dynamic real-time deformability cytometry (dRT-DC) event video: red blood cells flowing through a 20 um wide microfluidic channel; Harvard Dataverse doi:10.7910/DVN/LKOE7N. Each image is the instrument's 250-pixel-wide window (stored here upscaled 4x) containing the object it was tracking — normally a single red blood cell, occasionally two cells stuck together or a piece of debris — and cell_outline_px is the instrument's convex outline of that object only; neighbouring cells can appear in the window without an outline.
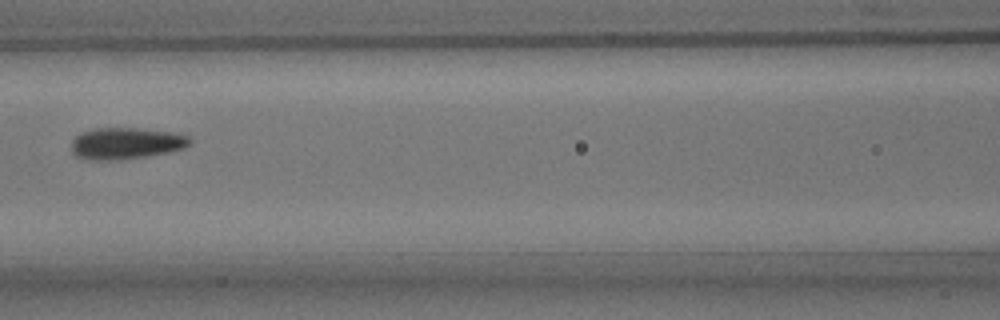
{"species": "common noctule bat (a hibernating species)", "species_latin": "Nyctalus noctula", "temperature_condition": "room temperature", "stored_images_in_passage": 7, "camera_frame_rate_fps": 3000, "um_per_image_px": 0.085, "animal": {"sex": "male", "body_mass_g": 15.6}, "frame": {"image": 1, "passage_image": 4, "time_ms": 3.667, "image_size_px": [1000, 320], "cell_outline_px": [[192, 144], [184, 148], [168, 152], [148, 156], [120, 160], [88, 160], [76, 156], [72, 152], [72, 140], [80, 132], [92, 128], [136, 128], [172, 132], [188, 136], [192, 140]], "centroid_in_image_um": [10.7, 12.19], "position_along_channel_um": 155.9, "area_um2": 22.02}}
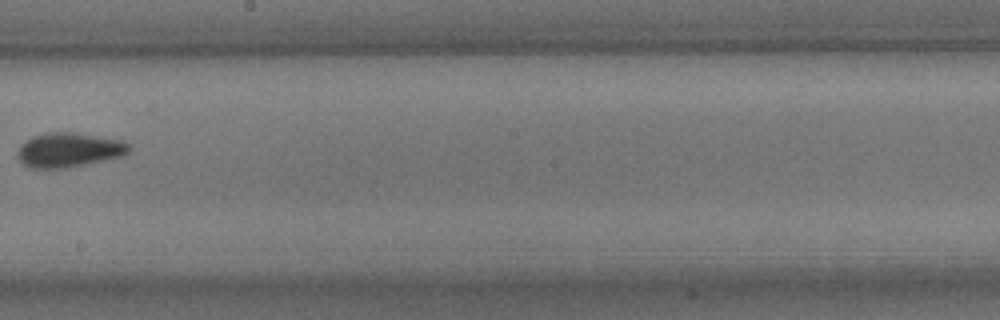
{"frame": {"image": 2, "passage_image": 6, "time_ms": 6.0, "image_size_px": [1000, 320], "cell_outline_px": [[128, 152], [120, 156], [84, 164], [64, 168], [28, 168], [16, 156], [16, 152], [20, 144], [32, 136], [48, 132], [68, 132], [124, 140], [128, 144]], "centroid_in_image_um": [5.78, 12.74], "position_along_channel_um": 242.4, "area_um2": 22.14}}
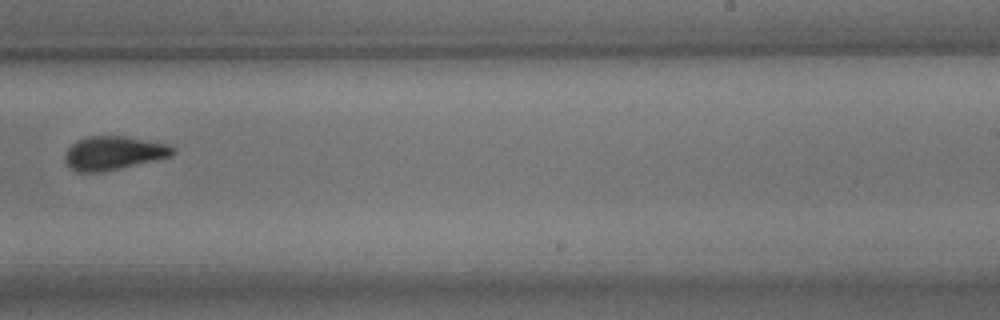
{"frame": {"image": 3, "passage_image": 7, "time_ms": 7.0, "image_size_px": [1000, 320], "cell_outline_px": [[176, 152], [172, 156], [104, 172], [76, 172], [68, 168], [64, 160], [64, 156], [68, 148], [76, 140], [88, 136], [124, 136], [172, 144], [176, 148]], "centroid_in_image_um": [9.66, 13.01], "position_along_channel_um": 279.3, "area_um2": 21.56}}